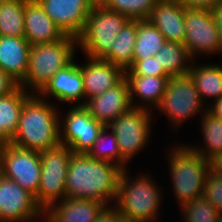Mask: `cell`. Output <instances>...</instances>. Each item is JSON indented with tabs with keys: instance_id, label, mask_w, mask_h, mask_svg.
Returning a JSON list of instances; mask_svg holds the SVG:
<instances>
[{
	"instance_id": "cell-40",
	"label": "cell",
	"mask_w": 222,
	"mask_h": 222,
	"mask_svg": "<svg viewBox=\"0 0 222 222\" xmlns=\"http://www.w3.org/2000/svg\"><path fill=\"white\" fill-rule=\"evenodd\" d=\"M214 106L210 108L207 107V110L216 118L222 120V97L216 101H214Z\"/></svg>"
},
{
	"instance_id": "cell-34",
	"label": "cell",
	"mask_w": 222,
	"mask_h": 222,
	"mask_svg": "<svg viewBox=\"0 0 222 222\" xmlns=\"http://www.w3.org/2000/svg\"><path fill=\"white\" fill-rule=\"evenodd\" d=\"M125 75L171 77L154 56L143 60H133V66L125 71Z\"/></svg>"
},
{
	"instance_id": "cell-20",
	"label": "cell",
	"mask_w": 222,
	"mask_h": 222,
	"mask_svg": "<svg viewBox=\"0 0 222 222\" xmlns=\"http://www.w3.org/2000/svg\"><path fill=\"white\" fill-rule=\"evenodd\" d=\"M30 49L24 37L0 36V68L18 84L27 74Z\"/></svg>"
},
{
	"instance_id": "cell-6",
	"label": "cell",
	"mask_w": 222,
	"mask_h": 222,
	"mask_svg": "<svg viewBox=\"0 0 222 222\" xmlns=\"http://www.w3.org/2000/svg\"><path fill=\"white\" fill-rule=\"evenodd\" d=\"M130 19L123 14L108 10L97 2L77 38V45L86 57L104 58L115 43L118 33Z\"/></svg>"
},
{
	"instance_id": "cell-35",
	"label": "cell",
	"mask_w": 222,
	"mask_h": 222,
	"mask_svg": "<svg viewBox=\"0 0 222 222\" xmlns=\"http://www.w3.org/2000/svg\"><path fill=\"white\" fill-rule=\"evenodd\" d=\"M19 84L9 74L0 68V96L9 94L15 90Z\"/></svg>"
},
{
	"instance_id": "cell-28",
	"label": "cell",
	"mask_w": 222,
	"mask_h": 222,
	"mask_svg": "<svg viewBox=\"0 0 222 222\" xmlns=\"http://www.w3.org/2000/svg\"><path fill=\"white\" fill-rule=\"evenodd\" d=\"M27 0H1L0 36L24 37V9Z\"/></svg>"
},
{
	"instance_id": "cell-30",
	"label": "cell",
	"mask_w": 222,
	"mask_h": 222,
	"mask_svg": "<svg viewBox=\"0 0 222 222\" xmlns=\"http://www.w3.org/2000/svg\"><path fill=\"white\" fill-rule=\"evenodd\" d=\"M108 126H104L99 132L93 146L86 153L90 158L107 161L126 169V160L121 156L118 141L112 130L107 133ZM108 143V144H107ZM113 161V162H112Z\"/></svg>"
},
{
	"instance_id": "cell-3",
	"label": "cell",
	"mask_w": 222,
	"mask_h": 222,
	"mask_svg": "<svg viewBox=\"0 0 222 222\" xmlns=\"http://www.w3.org/2000/svg\"><path fill=\"white\" fill-rule=\"evenodd\" d=\"M76 45L77 39L67 35L56 42L32 45L28 71L19 85L28 92L29 87L36 94L40 92L59 70L73 61Z\"/></svg>"
},
{
	"instance_id": "cell-33",
	"label": "cell",
	"mask_w": 222,
	"mask_h": 222,
	"mask_svg": "<svg viewBox=\"0 0 222 222\" xmlns=\"http://www.w3.org/2000/svg\"><path fill=\"white\" fill-rule=\"evenodd\" d=\"M203 196L222 214V175L211 169L208 171Z\"/></svg>"
},
{
	"instance_id": "cell-43",
	"label": "cell",
	"mask_w": 222,
	"mask_h": 222,
	"mask_svg": "<svg viewBox=\"0 0 222 222\" xmlns=\"http://www.w3.org/2000/svg\"><path fill=\"white\" fill-rule=\"evenodd\" d=\"M117 222H134V221H131V220H128V219H124L122 217H120Z\"/></svg>"
},
{
	"instance_id": "cell-19",
	"label": "cell",
	"mask_w": 222,
	"mask_h": 222,
	"mask_svg": "<svg viewBox=\"0 0 222 222\" xmlns=\"http://www.w3.org/2000/svg\"><path fill=\"white\" fill-rule=\"evenodd\" d=\"M45 97L53 95L61 102L74 103L85 98L83 78L78 64L72 61L64 69L59 70L38 93ZM43 95V96H42Z\"/></svg>"
},
{
	"instance_id": "cell-44",
	"label": "cell",
	"mask_w": 222,
	"mask_h": 222,
	"mask_svg": "<svg viewBox=\"0 0 222 222\" xmlns=\"http://www.w3.org/2000/svg\"><path fill=\"white\" fill-rule=\"evenodd\" d=\"M217 222H222V214L218 217Z\"/></svg>"
},
{
	"instance_id": "cell-12",
	"label": "cell",
	"mask_w": 222,
	"mask_h": 222,
	"mask_svg": "<svg viewBox=\"0 0 222 222\" xmlns=\"http://www.w3.org/2000/svg\"><path fill=\"white\" fill-rule=\"evenodd\" d=\"M60 123V143L68 146L73 153H87L93 146L104 125L94 119L84 106L70 109Z\"/></svg>"
},
{
	"instance_id": "cell-39",
	"label": "cell",
	"mask_w": 222,
	"mask_h": 222,
	"mask_svg": "<svg viewBox=\"0 0 222 222\" xmlns=\"http://www.w3.org/2000/svg\"><path fill=\"white\" fill-rule=\"evenodd\" d=\"M210 169L222 175V152L210 160Z\"/></svg>"
},
{
	"instance_id": "cell-26",
	"label": "cell",
	"mask_w": 222,
	"mask_h": 222,
	"mask_svg": "<svg viewBox=\"0 0 222 222\" xmlns=\"http://www.w3.org/2000/svg\"><path fill=\"white\" fill-rule=\"evenodd\" d=\"M195 66V67H193ZM191 65L188 72L193 79L201 99L213 97L216 101L222 97V65Z\"/></svg>"
},
{
	"instance_id": "cell-13",
	"label": "cell",
	"mask_w": 222,
	"mask_h": 222,
	"mask_svg": "<svg viewBox=\"0 0 222 222\" xmlns=\"http://www.w3.org/2000/svg\"><path fill=\"white\" fill-rule=\"evenodd\" d=\"M42 212L35 195L0 175V222H25L39 218Z\"/></svg>"
},
{
	"instance_id": "cell-42",
	"label": "cell",
	"mask_w": 222,
	"mask_h": 222,
	"mask_svg": "<svg viewBox=\"0 0 222 222\" xmlns=\"http://www.w3.org/2000/svg\"><path fill=\"white\" fill-rule=\"evenodd\" d=\"M4 143L0 142V175H2Z\"/></svg>"
},
{
	"instance_id": "cell-5",
	"label": "cell",
	"mask_w": 222,
	"mask_h": 222,
	"mask_svg": "<svg viewBox=\"0 0 222 222\" xmlns=\"http://www.w3.org/2000/svg\"><path fill=\"white\" fill-rule=\"evenodd\" d=\"M170 170L175 196L180 206L203 195L210 161L190 146L176 147L170 152Z\"/></svg>"
},
{
	"instance_id": "cell-11",
	"label": "cell",
	"mask_w": 222,
	"mask_h": 222,
	"mask_svg": "<svg viewBox=\"0 0 222 222\" xmlns=\"http://www.w3.org/2000/svg\"><path fill=\"white\" fill-rule=\"evenodd\" d=\"M2 175L36 195L41 175L40 152L4 143Z\"/></svg>"
},
{
	"instance_id": "cell-37",
	"label": "cell",
	"mask_w": 222,
	"mask_h": 222,
	"mask_svg": "<svg viewBox=\"0 0 222 222\" xmlns=\"http://www.w3.org/2000/svg\"><path fill=\"white\" fill-rule=\"evenodd\" d=\"M121 217L119 211L114 207H106L97 217L96 222H117Z\"/></svg>"
},
{
	"instance_id": "cell-16",
	"label": "cell",
	"mask_w": 222,
	"mask_h": 222,
	"mask_svg": "<svg viewBox=\"0 0 222 222\" xmlns=\"http://www.w3.org/2000/svg\"><path fill=\"white\" fill-rule=\"evenodd\" d=\"M148 20L164 35L166 41L184 44L185 6L179 0H159Z\"/></svg>"
},
{
	"instance_id": "cell-25",
	"label": "cell",
	"mask_w": 222,
	"mask_h": 222,
	"mask_svg": "<svg viewBox=\"0 0 222 222\" xmlns=\"http://www.w3.org/2000/svg\"><path fill=\"white\" fill-rule=\"evenodd\" d=\"M154 57L170 76L187 75L193 62L183 44L170 41H165Z\"/></svg>"
},
{
	"instance_id": "cell-27",
	"label": "cell",
	"mask_w": 222,
	"mask_h": 222,
	"mask_svg": "<svg viewBox=\"0 0 222 222\" xmlns=\"http://www.w3.org/2000/svg\"><path fill=\"white\" fill-rule=\"evenodd\" d=\"M164 35L148 20H137L133 60L153 57L165 42Z\"/></svg>"
},
{
	"instance_id": "cell-2",
	"label": "cell",
	"mask_w": 222,
	"mask_h": 222,
	"mask_svg": "<svg viewBox=\"0 0 222 222\" xmlns=\"http://www.w3.org/2000/svg\"><path fill=\"white\" fill-rule=\"evenodd\" d=\"M55 106L38 94L30 95L20 113L10 143L23 149L43 152L60 145V119Z\"/></svg>"
},
{
	"instance_id": "cell-4",
	"label": "cell",
	"mask_w": 222,
	"mask_h": 222,
	"mask_svg": "<svg viewBox=\"0 0 222 222\" xmlns=\"http://www.w3.org/2000/svg\"><path fill=\"white\" fill-rule=\"evenodd\" d=\"M126 171L124 169L121 172L114 207L124 219L134 222L156 221L162 197L157 184L143 175L132 182Z\"/></svg>"
},
{
	"instance_id": "cell-9",
	"label": "cell",
	"mask_w": 222,
	"mask_h": 222,
	"mask_svg": "<svg viewBox=\"0 0 222 222\" xmlns=\"http://www.w3.org/2000/svg\"><path fill=\"white\" fill-rule=\"evenodd\" d=\"M149 111L145 108L132 107L108 126L114 132L121 156L126 161L142 150L149 140L151 126Z\"/></svg>"
},
{
	"instance_id": "cell-10",
	"label": "cell",
	"mask_w": 222,
	"mask_h": 222,
	"mask_svg": "<svg viewBox=\"0 0 222 222\" xmlns=\"http://www.w3.org/2000/svg\"><path fill=\"white\" fill-rule=\"evenodd\" d=\"M183 45L192 59L200 52L207 55L215 52L222 54V44L211 10L185 7Z\"/></svg>"
},
{
	"instance_id": "cell-8",
	"label": "cell",
	"mask_w": 222,
	"mask_h": 222,
	"mask_svg": "<svg viewBox=\"0 0 222 222\" xmlns=\"http://www.w3.org/2000/svg\"><path fill=\"white\" fill-rule=\"evenodd\" d=\"M202 99L189 74L171 76L166 91L157 108L164 112L174 126H179L186 119L203 109Z\"/></svg>"
},
{
	"instance_id": "cell-38",
	"label": "cell",
	"mask_w": 222,
	"mask_h": 222,
	"mask_svg": "<svg viewBox=\"0 0 222 222\" xmlns=\"http://www.w3.org/2000/svg\"><path fill=\"white\" fill-rule=\"evenodd\" d=\"M211 13L214 18L215 25L217 26V31L222 44V3L213 8Z\"/></svg>"
},
{
	"instance_id": "cell-29",
	"label": "cell",
	"mask_w": 222,
	"mask_h": 222,
	"mask_svg": "<svg viewBox=\"0 0 222 222\" xmlns=\"http://www.w3.org/2000/svg\"><path fill=\"white\" fill-rule=\"evenodd\" d=\"M202 111V135L205 137L206 148H191L210 161L222 152V120L213 116L207 109Z\"/></svg>"
},
{
	"instance_id": "cell-15",
	"label": "cell",
	"mask_w": 222,
	"mask_h": 222,
	"mask_svg": "<svg viewBox=\"0 0 222 222\" xmlns=\"http://www.w3.org/2000/svg\"><path fill=\"white\" fill-rule=\"evenodd\" d=\"M76 106H84L94 119L104 126H109L122 113L132 108L129 84L124 77L107 91L93 96L87 101L83 100L82 103L76 104Z\"/></svg>"
},
{
	"instance_id": "cell-14",
	"label": "cell",
	"mask_w": 222,
	"mask_h": 222,
	"mask_svg": "<svg viewBox=\"0 0 222 222\" xmlns=\"http://www.w3.org/2000/svg\"><path fill=\"white\" fill-rule=\"evenodd\" d=\"M64 35L78 38L98 0H37Z\"/></svg>"
},
{
	"instance_id": "cell-7",
	"label": "cell",
	"mask_w": 222,
	"mask_h": 222,
	"mask_svg": "<svg viewBox=\"0 0 222 222\" xmlns=\"http://www.w3.org/2000/svg\"><path fill=\"white\" fill-rule=\"evenodd\" d=\"M72 154L73 151L62 144L40 152V185L35 198L43 211H46L60 198V201L66 198L65 183Z\"/></svg>"
},
{
	"instance_id": "cell-18",
	"label": "cell",
	"mask_w": 222,
	"mask_h": 222,
	"mask_svg": "<svg viewBox=\"0 0 222 222\" xmlns=\"http://www.w3.org/2000/svg\"><path fill=\"white\" fill-rule=\"evenodd\" d=\"M24 29V38L31 46L56 42L65 36L37 0L25 3Z\"/></svg>"
},
{
	"instance_id": "cell-41",
	"label": "cell",
	"mask_w": 222,
	"mask_h": 222,
	"mask_svg": "<svg viewBox=\"0 0 222 222\" xmlns=\"http://www.w3.org/2000/svg\"><path fill=\"white\" fill-rule=\"evenodd\" d=\"M41 215H42V217L44 216H46L47 217V219H45V221L44 222H55V220L50 216V214L48 213V212H46V211H43L42 213H41ZM33 219H35V218H31V219H29V220H27V221H25V222H30V221H32Z\"/></svg>"
},
{
	"instance_id": "cell-1",
	"label": "cell",
	"mask_w": 222,
	"mask_h": 222,
	"mask_svg": "<svg viewBox=\"0 0 222 222\" xmlns=\"http://www.w3.org/2000/svg\"><path fill=\"white\" fill-rule=\"evenodd\" d=\"M122 168L113 163L90 158L86 153H73L66 176V197L100 202L117 200Z\"/></svg>"
},
{
	"instance_id": "cell-36",
	"label": "cell",
	"mask_w": 222,
	"mask_h": 222,
	"mask_svg": "<svg viewBox=\"0 0 222 222\" xmlns=\"http://www.w3.org/2000/svg\"><path fill=\"white\" fill-rule=\"evenodd\" d=\"M186 8H200L212 10L222 0H179Z\"/></svg>"
},
{
	"instance_id": "cell-23",
	"label": "cell",
	"mask_w": 222,
	"mask_h": 222,
	"mask_svg": "<svg viewBox=\"0 0 222 222\" xmlns=\"http://www.w3.org/2000/svg\"><path fill=\"white\" fill-rule=\"evenodd\" d=\"M125 78L129 84L132 107L149 109V107L145 105H136L135 103L133 105L134 96L137 95L146 103H150V105L153 104L154 107H157L166 91L170 77L125 75Z\"/></svg>"
},
{
	"instance_id": "cell-24",
	"label": "cell",
	"mask_w": 222,
	"mask_h": 222,
	"mask_svg": "<svg viewBox=\"0 0 222 222\" xmlns=\"http://www.w3.org/2000/svg\"><path fill=\"white\" fill-rule=\"evenodd\" d=\"M137 34V20H129L118 33L110 52L103 58L124 72L133 66V50Z\"/></svg>"
},
{
	"instance_id": "cell-22",
	"label": "cell",
	"mask_w": 222,
	"mask_h": 222,
	"mask_svg": "<svg viewBox=\"0 0 222 222\" xmlns=\"http://www.w3.org/2000/svg\"><path fill=\"white\" fill-rule=\"evenodd\" d=\"M20 85L4 96H0V142L10 143L18 125L24 101L31 95Z\"/></svg>"
},
{
	"instance_id": "cell-21",
	"label": "cell",
	"mask_w": 222,
	"mask_h": 222,
	"mask_svg": "<svg viewBox=\"0 0 222 222\" xmlns=\"http://www.w3.org/2000/svg\"><path fill=\"white\" fill-rule=\"evenodd\" d=\"M59 202L46 210L55 222H96L97 217L106 208L100 202L69 197Z\"/></svg>"
},
{
	"instance_id": "cell-32",
	"label": "cell",
	"mask_w": 222,
	"mask_h": 222,
	"mask_svg": "<svg viewBox=\"0 0 222 222\" xmlns=\"http://www.w3.org/2000/svg\"><path fill=\"white\" fill-rule=\"evenodd\" d=\"M180 207L185 222H217L220 216V213L203 195Z\"/></svg>"
},
{
	"instance_id": "cell-17",
	"label": "cell",
	"mask_w": 222,
	"mask_h": 222,
	"mask_svg": "<svg viewBox=\"0 0 222 222\" xmlns=\"http://www.w3.org/2000/svg\"><path fill=\"white\" fill-rule=\"evenodd\" d=\"M88 59L86 65H79L87 100L107 91L125 77V72L121 68L102 58L88 57Z\"/></svg>"
},
{
	"instance_id": "cell-31",
	"label": "cell",
	"mask_w": 222,
	"mask_h": 222,
	"mask_svg": "<svg viewBox=\"0 0 222 222\" xmlns=\"http://www.w3.org/2000/svg\"><path fill=\"white\" fill-rule=\"evenodd\" d=\"M159 0H98L105 8L123 14L130 20L148 19Z\"/></svg>"
}]
</instances>
